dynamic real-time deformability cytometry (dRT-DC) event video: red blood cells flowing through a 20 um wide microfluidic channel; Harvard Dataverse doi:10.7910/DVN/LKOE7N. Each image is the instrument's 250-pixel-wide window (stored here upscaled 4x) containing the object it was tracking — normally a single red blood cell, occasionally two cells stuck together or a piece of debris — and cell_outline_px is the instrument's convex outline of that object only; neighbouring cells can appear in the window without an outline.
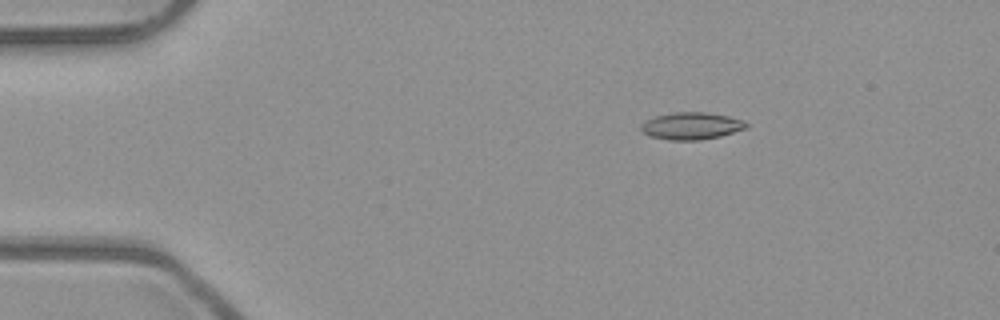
{"species": "common noctule bat (a hibernating species)", "species_latin": "Nyctalus noctula", "temperature_condition": "room temperature", "stored_images_in_passage": 5, "camera_frame_rate_fps": 3000, "um_per_image_px": 0.085, "animal": {"sex": "male", "body_mass_g": 23.1, "forearm_length_mm": 52.7}, "frame": {"image": 1, "passage_image": 3, "time_ms": 0.667, "image_size_px": [1000, 320], "cell_outline_px": [[748, 128], [720, 136], [700, 140], [668, 140], [652, 136], [640, 132], [640, 124], [644, 120], [656, 116], [672, 112], [704, 112], [728, 116], [744, 120], [748, 124]], "centroid_in_image_um": [58.75, 10.7], "position_along_channel_um": 26.3, "area_um2": 16.82}}